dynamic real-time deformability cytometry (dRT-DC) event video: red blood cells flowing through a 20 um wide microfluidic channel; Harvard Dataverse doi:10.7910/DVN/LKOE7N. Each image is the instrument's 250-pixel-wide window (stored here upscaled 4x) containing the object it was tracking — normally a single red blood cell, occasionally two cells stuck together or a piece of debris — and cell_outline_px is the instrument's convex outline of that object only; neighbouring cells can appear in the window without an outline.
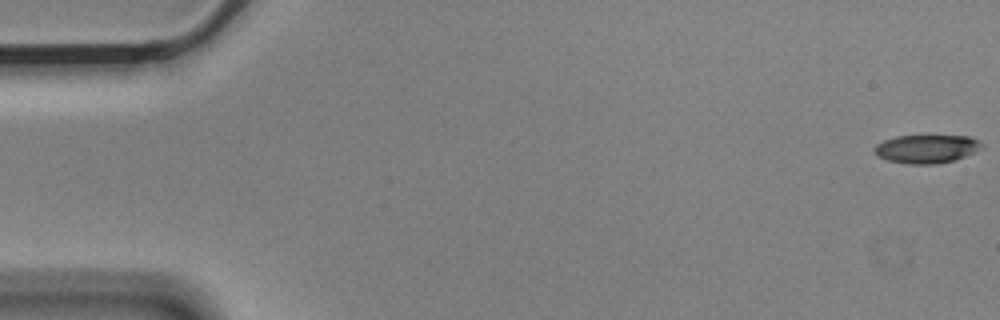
{"species": "Egyptian fruit bat (a non-hibernating species)", "species_latin": "Rousettus aegyptiacus", "temperature_condition": "cold", "stored_images_in_passage": 6, "camera_frame_rate_fps": 3000, "um_per_image_px": 0.085, "animal": {"sex": "male"}, "frame": {"image": 1, "passage_image": 1, "time_ms": 0.0, "image_size_px": [1000, 320], "cell_outline_px": [[984, 144], [972, 152], [964, 156], [952, 160], [936, 164], [908, 164], [888, 160], [880, 156], [872, 148], [876, 144], [884, 140], [896, 136], [968, 136], [980, 140]], "centroid_in_image_um": [78.73, 12.64], "position_along_channel_um": 6.3, "area_um2": 17.46}}
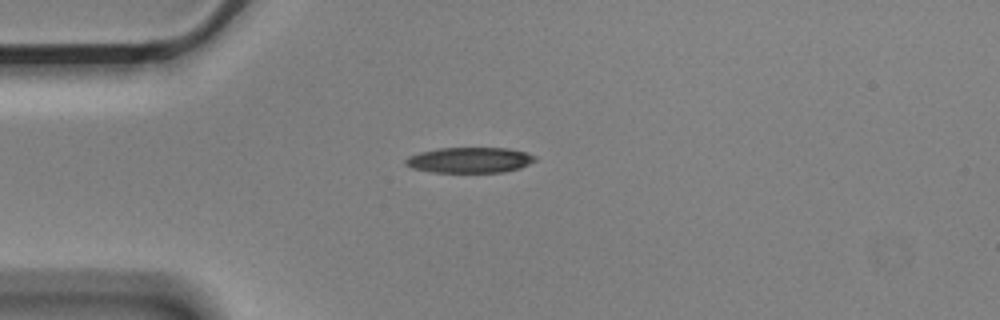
{"frame": {"image": 2, "passage_image": 5, "time_ms": 1.333, "image_size_px": [1000, 320], "cell_outline_px": [[536, 160], [520, 168], [504, 172], [432, 172], [412, 168], [404, 164], [404, 160], [408, 156], [420, 152], [440, 148], [508, 148], [524, 152], [536, 156]], "centroid_in_image_um": [39.9, 13.6], "position_along_channel_um": 45.1, "area_um2": 19.25}}